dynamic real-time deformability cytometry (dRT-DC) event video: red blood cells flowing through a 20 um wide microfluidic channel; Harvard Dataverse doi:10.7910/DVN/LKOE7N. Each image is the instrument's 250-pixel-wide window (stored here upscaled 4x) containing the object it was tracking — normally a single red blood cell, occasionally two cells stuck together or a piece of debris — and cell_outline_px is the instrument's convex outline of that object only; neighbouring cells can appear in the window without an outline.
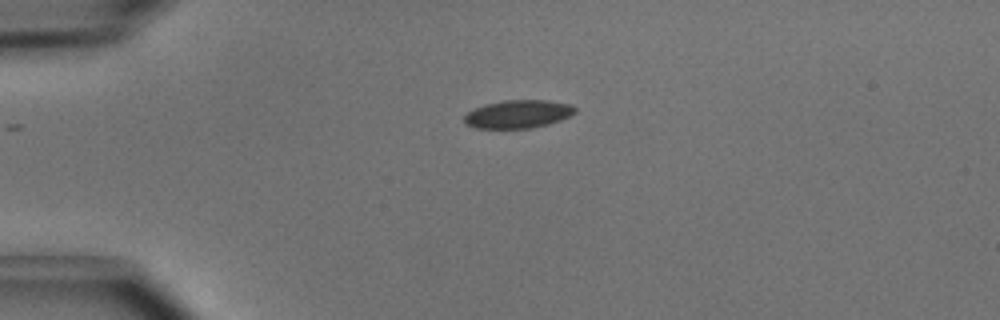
{"species": "common noctule bat (a hibernating species)", "species_latin": "Nyctalus noctula", "temperature_condition": "cold", "stored_images_in_passage": 39, "camera_frame_rate_fps": 3000, "um_per_image_px": 0.085, "animal": {"sex": "male", "body_mass_g": 15.6}, "frame": {"image": 1, "passage_image": 1, "time_ms": 0.0, "image_size_px": [1000, 320], "cell_outline_px": [[576, 112], [560, 120], [548, 124], [532, 128], [476, 128], [464, 124], [464, 116], [472, 108], [484, 104], [504, 100], [548, 100], [568, 104], [576, 108]], "centroid_in_image_um": [43.99, 9.69], "position_along_channel_um": 41.0, "area_um2": 18.21}}
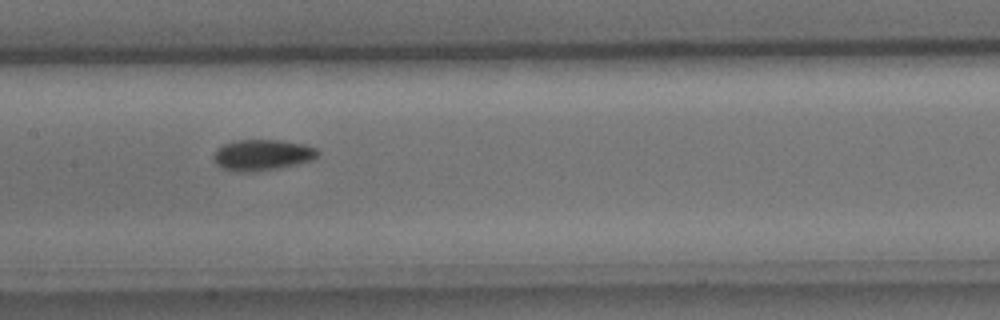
{"frame": {"image": 2, "passage_image": 14, "time_ms": 4.333, "image_size_px": [1000, 320], "cell_outline_px": [[320, 152], [312, 160], [280, 168], [252, 172], [236, 172], [224, 168], [216, 164], [212, 160], [212, 156], [216, 148], [224, 144], [236, 140], [280, 140], [304, 144], [316, 148]], "centroid_in_image_um": [22.26, 13.17], "position_along_channel_um": 185.1, "area_um2": 18.96}}
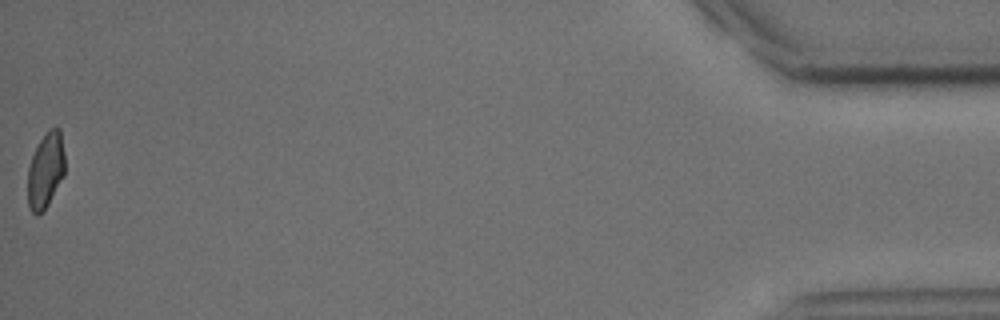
{"frame": {"image": 3, "passage_image": 39, "time_ms": 12.667, "image_size_px": [1000, 320], "cell_outline_px": [[64, 176], [44, 212], [36, 216], [28, 208], [28, 168], [32, 156], [40, 140], [48, 128], [60, 128], [64, 152]], "centroid_in_image_um": [3.88, 14.52], "position_along_channel_um": 431.3, "area_um2": 16.53}, "authors_computed_cell_mechanics": {"area_um2": 18.1492, "velocity_mm_per_s": 4.0325, "shape_relaxation_time_tau1_ms": 2.4948, "shape_relaxation_time_tau2_ms": 6.8488, "deformation_change_tau1": 0.1085, "deformation_change_tau2": 0.1054}}